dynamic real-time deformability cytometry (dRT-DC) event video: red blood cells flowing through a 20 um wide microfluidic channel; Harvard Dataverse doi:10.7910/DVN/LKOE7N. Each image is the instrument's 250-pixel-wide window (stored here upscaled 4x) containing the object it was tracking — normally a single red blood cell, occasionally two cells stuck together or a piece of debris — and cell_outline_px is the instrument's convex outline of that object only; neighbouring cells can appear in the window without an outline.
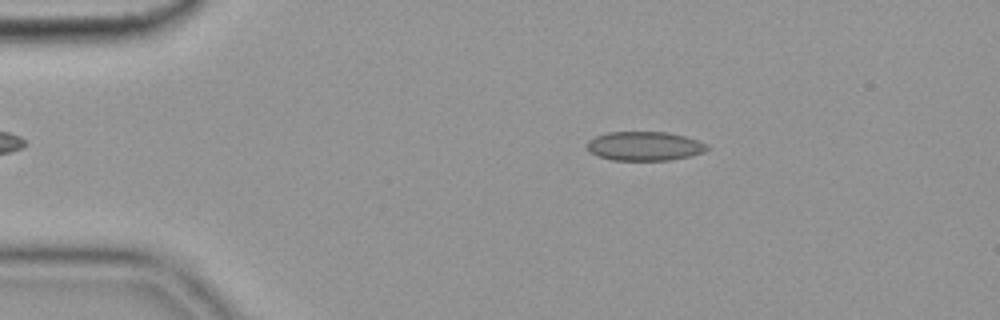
{"species": "common noctule bat (a hibernating species)", "species_latin": "Nyctalus noctula", "temperature_condition": "cold", "stored_images_in_passage": 53, "camera_frame_rate_fps": 3000, "um_per_image_px": 0.085, "animal": {"sex": "female", "body_mass_g": 19.9}, "frame": {"image": 1, "passage_image": 8, "time_ms": 2.333, "image_size_px": [1000, 320], "cell_outline_px": [[708, 148], [704, 152], [672, 160], [612, 160], [596, 156], [588, 148], [588, 140], [596, 136], [608, 132], [668, 132], [684, 136], [708, 144]], "centroid_in_image_um": [54.78, 12.42], "position_along_channel_um": 30.2, "area_um2": 20.23}}
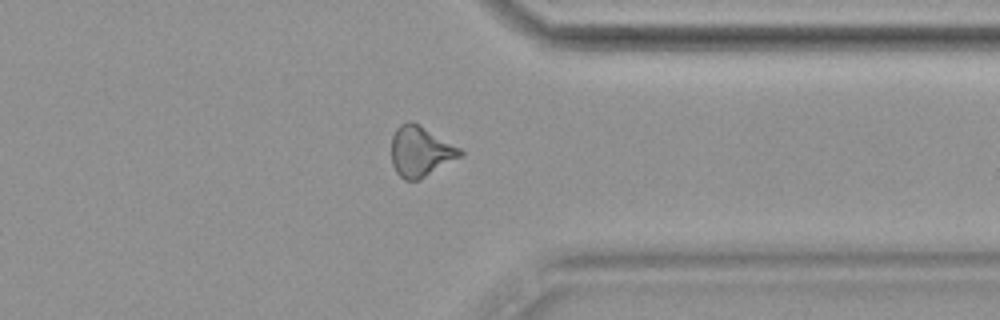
{"frame": {"image": 2, "passage_image": 41, "time_ms": 13.333, "image_size_px": [1000, 320], "cell_outline_px": [[464, 152], [460, 156], [420, 180], [404, 180], [396, 172], [392, 164], [392, 136], [396, 128], [400, 124], [408, 120], [412, 120], [420, 124], [460, 148]], "centroid_in_image_um": [35.71, 12.85], "position_along_channel_um": 375.7, "area_um2": 20.17}}
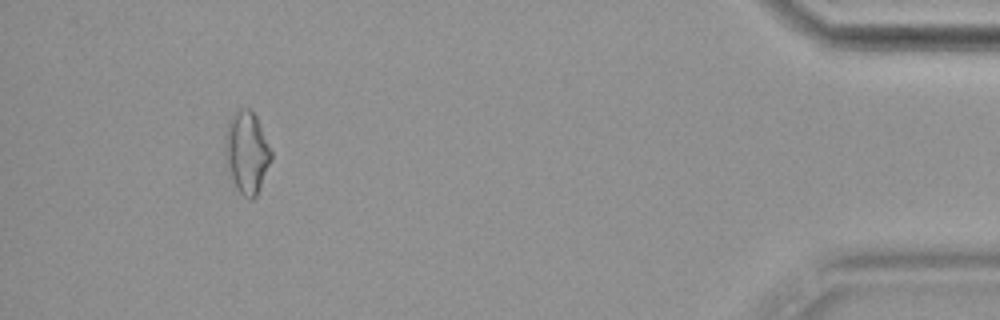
{"frame": {"image": 3, "passage_image": 49, "time_ms": 16.0, "image_size_px": [1000, 320], "cell_outline_px": [[272, 160], [260, 188], [256, 196], [252, 200], [248, 200], [236, 188], [228, 172], [224, 156], [224, 132], [228, 120], [240, 108], [252, 108], [256, 116], [272, 152]], "centroid_in_image_um": [20.95, 12.95], "position_along_channel_um": 414.2, "area_um2": 22.48}, "authors_computed_cell_mechanics": {"area_um2": 20.1722, "velocity_mm_per_s": 3.6501, "shape_relaxation_time_tau1_ms": null, "shape_relaxation_time_tau2_ms": 2.4628, "deformation_change_tau1": null, "deformation_change_tau2": 0.0876}}